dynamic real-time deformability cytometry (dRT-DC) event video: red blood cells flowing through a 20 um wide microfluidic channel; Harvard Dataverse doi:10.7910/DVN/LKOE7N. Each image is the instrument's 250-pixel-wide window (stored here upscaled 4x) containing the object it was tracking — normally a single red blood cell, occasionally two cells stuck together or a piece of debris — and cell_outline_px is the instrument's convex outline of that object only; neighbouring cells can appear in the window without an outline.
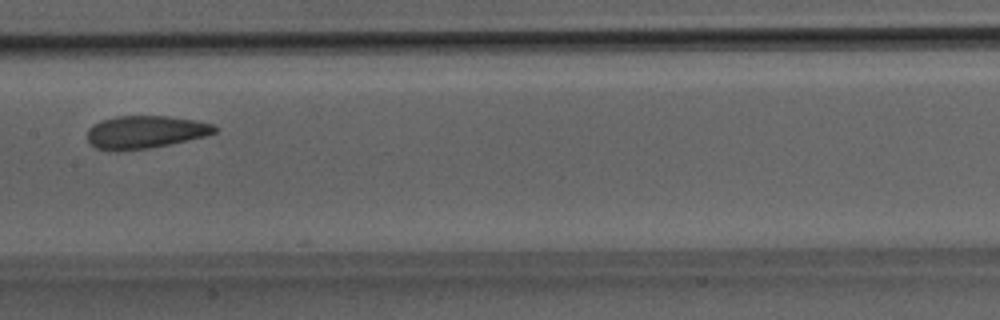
{"species": "Egyptian fruit bat (a non-hibernating species)", "species_latin": "Rousettus aegyptiacus", "temperature_condition": "room temperature", "stored_images_in_passage": 31, "camera_frame_rate_fps": 3000, "um_per_image_px": 0.085, "animal": {"sex": "male"}, "frame": {"image": 1, "passage_image": 13, "time_ms": 4.0, "image_size_px": [1000, 320], "cell_outline_px": [[220, 128], [216, 132], [204, 136], [168, 144], [148, 148], [116, 152], [108, 152], [96, 148], [88, 144], [88, 128], [92, 124], [100, 120], [116, 116], [168, 116], [196, 120], [212, 124]], "centroid_in_image_um": [12.28, 11.23], "position_along_channel_um": 195.1, "area_um2": 24.62}}
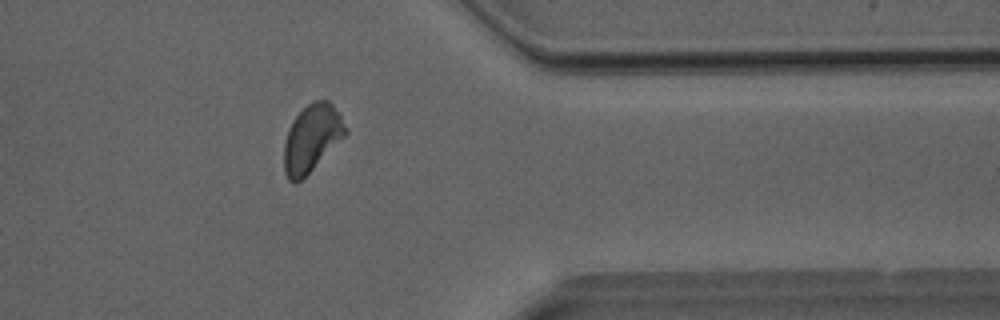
{"frame": {"image": 2, "passage_image": 24, "time_ms": 7.667, "image_size_px": [1000, 320], "cell_outline_px": [[348, 132], [296, 184], [292, 184], [288, 180], [284, 172], [284, 144], [288, 128], [292, 120], [312, 100], [328, 100], [340, 112], [348, 128]], "centroid_in_image_um": [26.49, 11.72], "position_along_channel_um": 384.9, "area_um2": 23.93}}
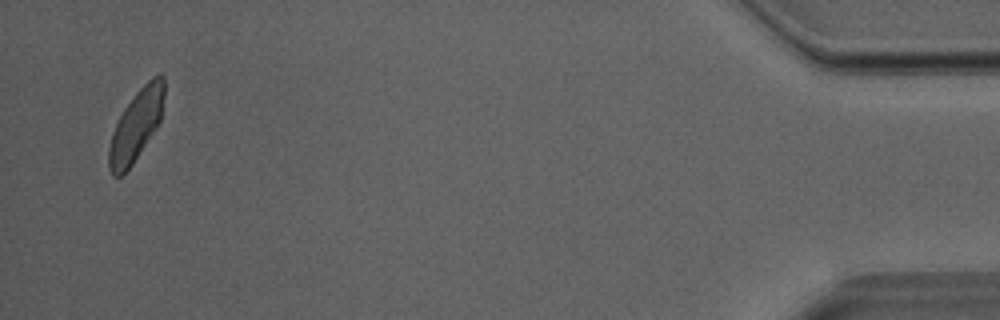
{"frame": {"image": 3, "passage_image": 30, "time_ms": 9.667, "image_size_px": [1000, 320], "cell_outline_px": [[164, 96], [160, 120], [156, 128], [132, 164], [120, 176], [112, 176], [108, 168], [108, 148], [112, 132], [124, 108], [136, 92], [152, 76], [160, 72], [164, 76]], "centroid_in_image_um": [11.56, 10.63], "position_along_channel_um": 423.6, "area_um2": 22.66}}